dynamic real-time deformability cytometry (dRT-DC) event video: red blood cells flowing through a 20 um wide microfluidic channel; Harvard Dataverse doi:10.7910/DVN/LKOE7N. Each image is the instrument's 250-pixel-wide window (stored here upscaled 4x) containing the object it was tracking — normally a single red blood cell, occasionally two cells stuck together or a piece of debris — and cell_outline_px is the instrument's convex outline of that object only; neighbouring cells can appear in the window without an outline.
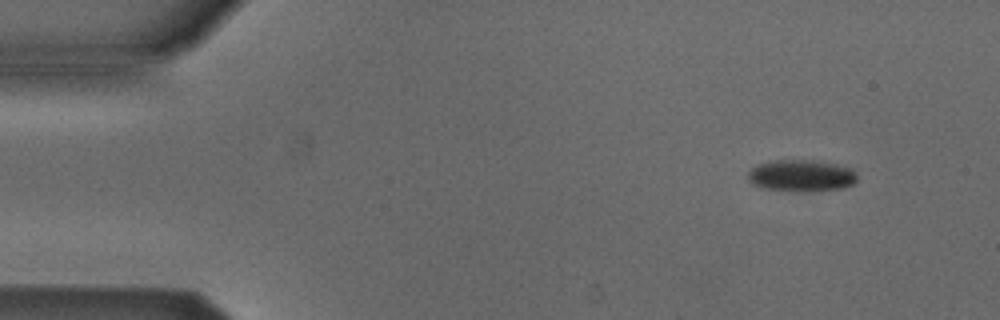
{"species": "Egyptian fruit bat (a non-hibernating species)", "species_latin": "Rousettus aegyptiacus", "temperature_condition": "cold", "stored_images_in_passage": 5, "camera_frame_rate_fps": 3000, "um_per_image_px": 0.085, "animal": {"sex": "male"}, "frame": {"image": 1, "passage_image": 2, "time_ms": 0.333, "image_size_px": [1000, 320], "cell_outline_px": [[856, 180], [852, 184], [844, 188], [760, 188], [752, 184], [748, 180], [748, 172], [752, 168], [760, 164], [776, 160], [812, 160], [836, 164], [852, 168], [856, 172]], "centroid_in_image_um": [68.11, 14.87], "position_along_channel_um": 16.9, "area_um2": 19.07}}
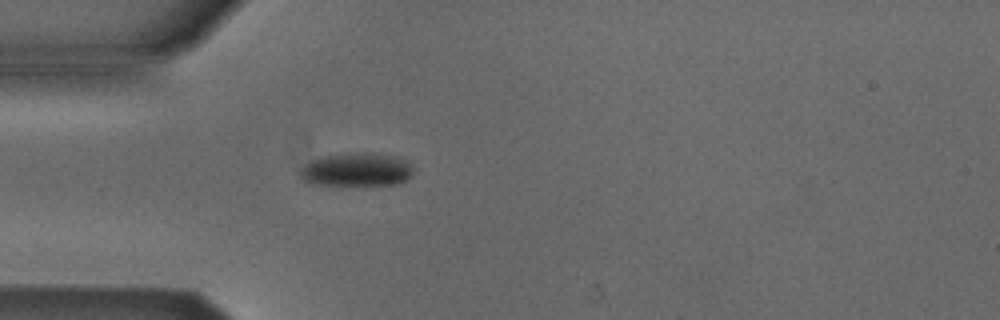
{"frame": {"image": 2, "passage_image": 5, "time_ms": 1.333, "image_size_px": [1000, 320], "cell_outline_px": [[412, 176], [408, 180], [400, 184], [364, 188], [340, 188], [308, 184], [300, 176], [300, 168], [312, 160], [324, 156], [392, 156], [404, 160], [412, 168]], "centroid_in_image_um": [30.27, 14.59], "position_along_channel_um": 54.7, "area_um2": 22.31}}